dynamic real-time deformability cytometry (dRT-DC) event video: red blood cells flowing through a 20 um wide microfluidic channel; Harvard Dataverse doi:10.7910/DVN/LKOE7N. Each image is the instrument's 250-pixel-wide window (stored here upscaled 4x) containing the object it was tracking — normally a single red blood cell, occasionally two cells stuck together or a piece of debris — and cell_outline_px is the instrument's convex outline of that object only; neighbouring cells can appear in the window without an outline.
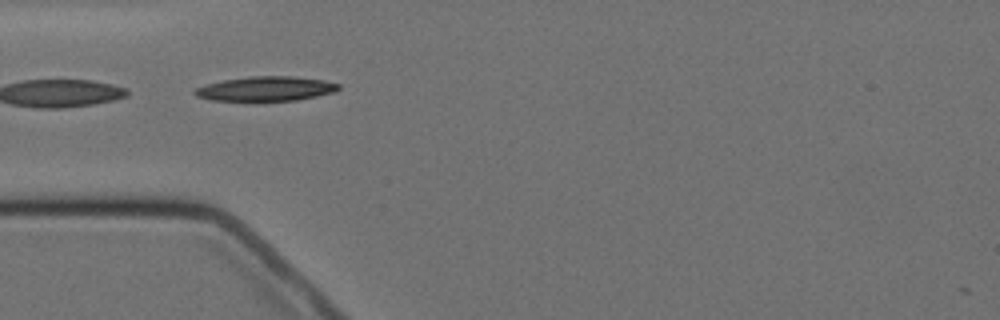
{"species": "Egyptian fruit bat (a non-hibernating species)", "species_latin": "Rousettus aegyptiacus", "temperature_condition": "cold", "stored_images_in_passage": 5, "segment_of_instrument_passage": [2, 2], "camera_frame_rate_fps": 3000, "um_per_image_px": 0.085, "animal": {"sex": "female"}, "frame": {"image": 1, "passage_image": 4, "time_ms": 3.667, "image_size_px": [1000, 320], "cell_outline_px": [[340, 88], [336, 92], [296, 100], [212, 100], [196, 96], [192, 92], [196, 88], [204, 84], [224, 80], [248, 76], [296, 76], [324, 80], [340, 84]], "centroid_in_image_um": [22.61, 7.53], "position_along_channel_um": 62.4, "area_um2": 20.52}}